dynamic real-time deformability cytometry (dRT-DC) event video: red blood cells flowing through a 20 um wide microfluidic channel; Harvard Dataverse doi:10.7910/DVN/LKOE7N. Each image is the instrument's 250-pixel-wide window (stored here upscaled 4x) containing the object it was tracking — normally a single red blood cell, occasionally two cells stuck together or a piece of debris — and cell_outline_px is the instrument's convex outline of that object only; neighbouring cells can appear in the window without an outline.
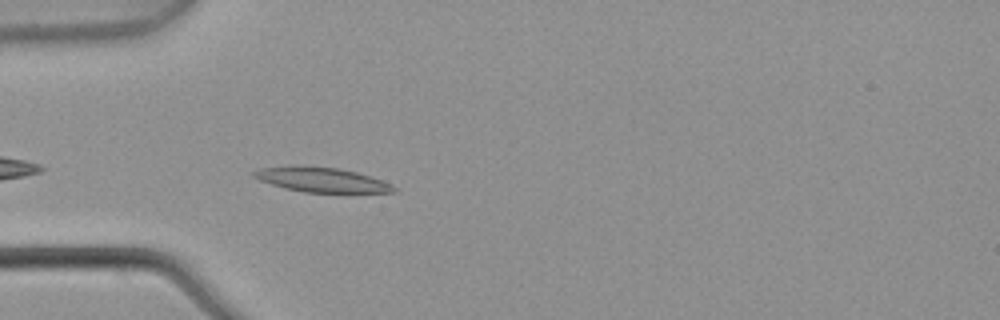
{"species": "common noctule bat (a hibernating species)", "species_latin": "Nyctalus noctula", "temperature_condition": "warm", "stored_images_in_passage": 6, "camera_frame_rate_fps": 3000, "um_per_image_px": 0.085, "animal": {"sex": "male", "body_mass_g": 21.5, "forearm_length_mm": 52.0}, "frame": {"image": 1, "passage_image": 4, "time_ms": 1.0, "image_size_px": [1000, 320], "cell_outline_px": [[396, 192], [304, 192], [284, 188], [260, 180], [252, 176], [252, 172], [260, 168], [292, 164], [336, 168], [356, 172], [392, 184], [396, 188]], "centroid_in_image_um": [27.26, 15.26], "position_along_channel_um": 57.7, "area_um2": 20.06}}